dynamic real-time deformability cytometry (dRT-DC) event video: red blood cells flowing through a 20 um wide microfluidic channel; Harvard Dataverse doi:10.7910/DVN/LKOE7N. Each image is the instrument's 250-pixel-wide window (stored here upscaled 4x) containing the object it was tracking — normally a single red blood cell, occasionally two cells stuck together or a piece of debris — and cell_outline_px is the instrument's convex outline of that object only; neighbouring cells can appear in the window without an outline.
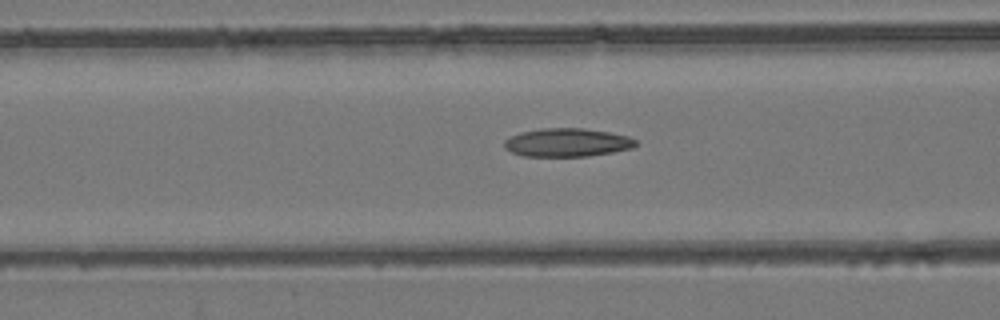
{"species": "common noctule bat (a hibernating species)", "species_latin": "Nyctalus noctula", "temperature_condition": "room temperature", "stored_images_in_passage": 54, "camera_frame_rate_fps": 3000, "um_per_image_px": 0.085, "animal": {"sex": "female", "body_mass_g": 24.6, "forearm_length_mm": 56.2}, "frame": {"image": 1, "passage_image": 22, "time_ms": 7.0, "image_size_px": [1000, 320], "cell_outline_px": [[636, 144], [632, 148], [612, 152], [588, 156], [524, 156], [512, 152], [504, 148], [504, 140], [508, 136], [520, 132], [540, 128], [584, 128], [608, 132], [628, 136], [636, 140]], "centroid_in_image_um": [48.16, 12.1], "position_along_channel_um": 118.4, "area_um2": 21.79}}
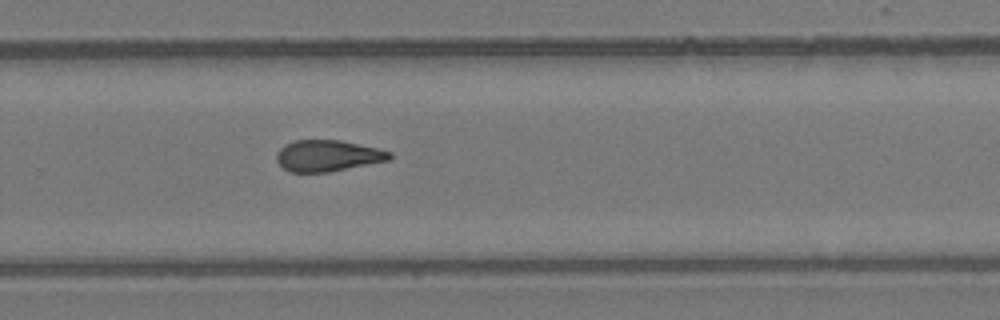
{"frame": {"image": 2, "passage_image": 36, "time_ms": 11.667, "image_size_px": [1000, 320], "cell_outline_px": [[392, 160], [328, 172], [288, 172], [276, 160], [276, 152], [284, 144], [296, 140], [340, 140], [376, 148], [392, 152]], "centroid_in_image_um": [27.86, 13.24], "position_along_channel_um": 301.9, "area_um2": 20.69}}
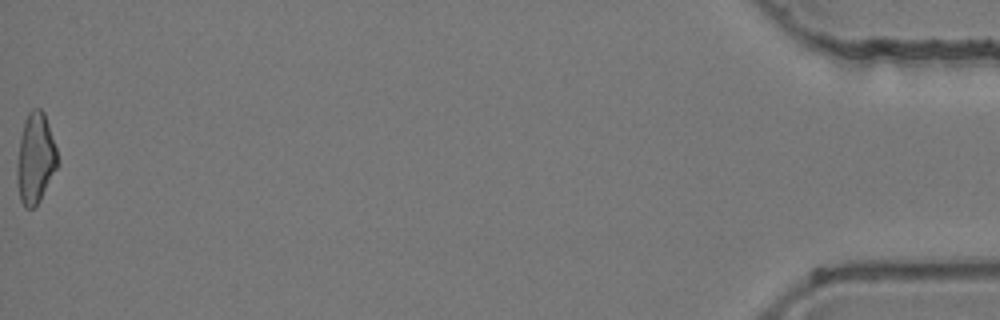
{"frame": {"image": 3, "passage_image": 54, "time_ms": 17.667, "image_size_px": [1000, 320], "cell_outline_px": [[60, 164], [40, 200], [32, 208], [24, 208], [20, 200], [16, 180], [16, 168], [20, 136], [24, 120], [28, 112], [32, 108], [40, 108], [44, 112], [56, 148]], "centroid_in_image_um": [3.01, 13.47], "position_along_channel_um": 432.2, "area_um2": 21.68}, "authors_computed_cell_mechanics": {"area_um2": 21.3282, "velocity_mm_per_s": 3.9454, "shape_relaxation_time_tau1_ms": null, "shape_relaxation_time_tau2_ms": 5.2713, "deformation_change_tau1": null, "deformation_change_tau2": 0.1305}}